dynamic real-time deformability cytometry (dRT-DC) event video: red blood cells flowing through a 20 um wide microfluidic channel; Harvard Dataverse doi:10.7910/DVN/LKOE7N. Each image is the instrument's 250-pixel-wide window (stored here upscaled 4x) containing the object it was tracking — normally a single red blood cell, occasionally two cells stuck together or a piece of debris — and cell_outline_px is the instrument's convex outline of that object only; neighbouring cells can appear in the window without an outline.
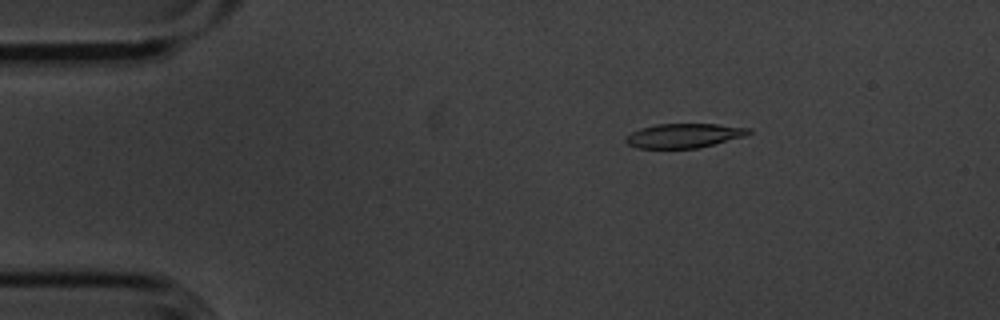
{"species": "common noctule bat (a hibernating species)", "species_latin": "Nyctalus noctula", "temperature_condition": "cold", "stored_images_in_passage": 55, "camera_frame_rate_fps": 3000, "um_per_image_px": 0.085, "animal": {"sex": "male", "body_mass_g": 20.1, "forearm_length_mm": 53.5}, "frame": {"image": 1, "passage_image": 9, "time_ms": 2.667, "image_size_px": [1000, 320], "cell_outline_px": [[752, 132], [744, 136], [696, 148], [640, 148], [628, 144], [624, 140], [624, 136], [640, 128], [656, 124], [716, 124], [752, 128]], "centroid_in_image_um": [58.11, 11.52], "position_along_channel_um": 26.9, "area_um2": 17.28}}
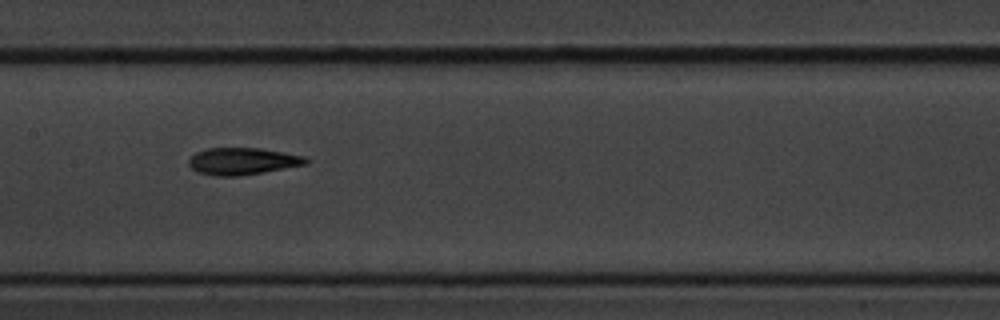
{"frame": {"image": 2, "passage_image": 27, "time_ms": 8.667, "image_size_px": [1000, 320], "cell_outline_px": [[308, 164], [264, 172], [240, 176], [212, 176], [200, 172], [192, 168], [188, 164], [188, 160], [196, 152], [208, 148], [260, 148], [284, 152], [304, 156], [308, 160]], "centroid_in_image_um": [20.62, 13.7], "position_along_channel_um": 186.8, "area_um2": 18.44}}
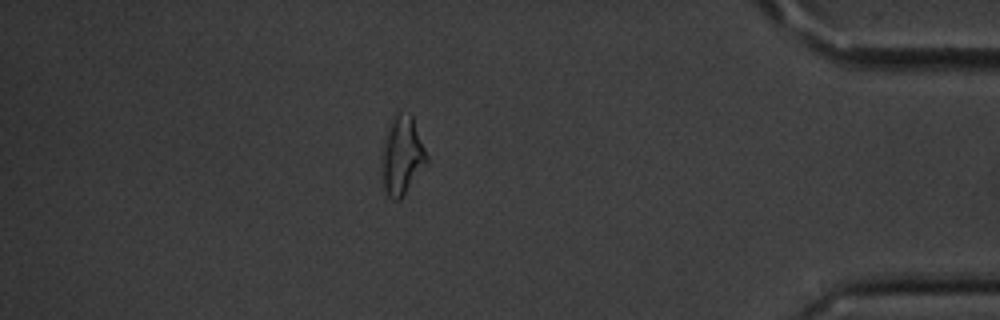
{"frame": {"image": 3, "passage_image": 48, "time_ms": 15.667, "image_size_px": [1000, 320], "cell_outline_px": [[428, 164], [404, 196], [400, 200], [396, 200], [388, 196], [384, 188], [384, 140], [388, 124], [392, 116], [396, 112], [400, 112], [412, 116], [428, 156]], "centroid_in_image_um": [34.22, 13.23], "position_along_channel_um": 401.0, "area_um2": 20.29}, "authors_computed_cell_mechanics": {"area_um2": 18.3226, "velocity_mm_per_s": 3.6162, "shape_relaxation_time_tau1_ms": 5.3847, "shape_relaxation_time_tau2_ms": 3.6093, "deformation_change_tau1": 0.1764, "deformation_change_tau2": 0.1075}}